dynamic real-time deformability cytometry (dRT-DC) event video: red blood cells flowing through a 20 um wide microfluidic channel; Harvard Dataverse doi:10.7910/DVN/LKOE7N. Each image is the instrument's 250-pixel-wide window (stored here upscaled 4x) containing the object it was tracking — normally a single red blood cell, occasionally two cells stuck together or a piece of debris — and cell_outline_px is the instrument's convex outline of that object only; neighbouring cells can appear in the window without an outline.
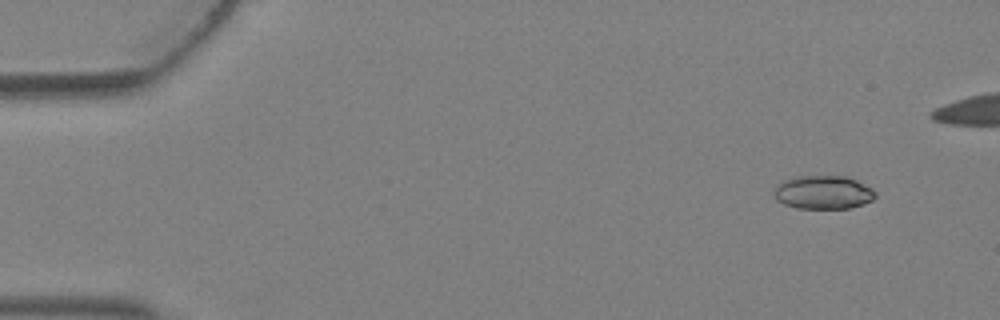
{"species": "Egyptian fruit bat (a non-hibernating species)", "species_latin": "Rousettus aegyptiacus", "temperature_condition": "warm", "stored_images_in_passage": 4, "camera_frame_rate_fps": 3000, "um_per_image_px": 0.085, "animal": {"sex": "female"}, "frame": {"image": 1, "passage_image": 1, "time_ms": 0.0, "image_size_px": [1000, 320], "cell_outline_px": [[876, 196], [872, 200], [864, 204], [848, 208], [796, 208], [784, 204], [776, 200], [776, 184], [784, 180], [796, 176], [848, 176], [872, 188], [876, 192]], "centroid_in_image_um": [70.0, 16.34], "position_along_channel_um": 15.0, "area_um2": 19.77}}